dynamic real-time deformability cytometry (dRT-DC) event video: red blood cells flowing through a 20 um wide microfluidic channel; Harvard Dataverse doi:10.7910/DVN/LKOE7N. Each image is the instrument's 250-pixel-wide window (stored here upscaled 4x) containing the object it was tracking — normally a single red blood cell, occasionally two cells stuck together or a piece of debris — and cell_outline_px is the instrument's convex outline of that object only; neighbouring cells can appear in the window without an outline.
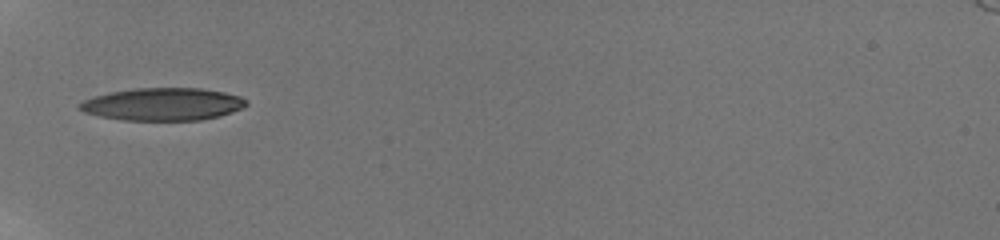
{"species": "human", "species_latin": "Homo sapiens", "temperature_condition": "room temperature", "stored_images_in_passage": 5, "camera_frame_rate_fps": 3000, "um_per_image_px": 0.085, "donor": {"sex": "male"}, "frame": {"image": 1, "passage_image": 1, "time_ms": 0.0, "image_size_px": [1000, 240], "cell_outline_px": [[248, 104], [244, 108], [220, 116], [200, 120], [120, 120], [100, 116], [84, 112], [76, 104], [84, 100], [96, 96], [112, 92], [136, 88], [204, 88], [224, 92], [240, 96], [248, 100]], "centroid_in_image_um": [13.89, 8.86], "position_along_channel_um": 71.1, "area_um2": 31.73}}
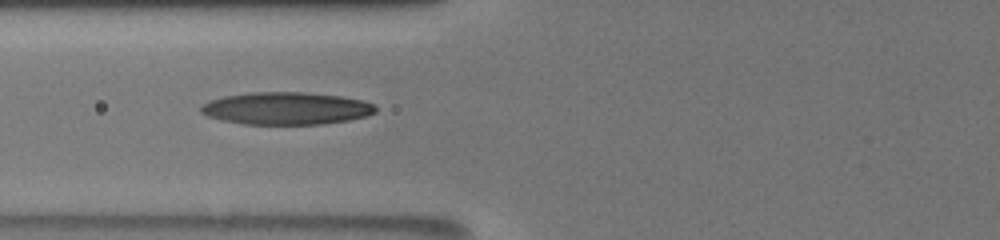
{"frame": {"image": 2, "passage_image": 4, "time_ms": 1.0, "image_size_px": [1000, 240], "cell_outline_px": [[376, 112], [368, 116], [348, 120], [324, 124], [244, 124], [220, 120], [208, 116], [200, 112], [200, 104], [208, 100], [224, 96], [252, 92], [304, 92], [340, 96], [360, 100], [372, 104], [376, 108]], "centroid_in_image_um": [24.28, 9.21], "position_along_channel_um": 101.5, "area_um2": 33.12}}